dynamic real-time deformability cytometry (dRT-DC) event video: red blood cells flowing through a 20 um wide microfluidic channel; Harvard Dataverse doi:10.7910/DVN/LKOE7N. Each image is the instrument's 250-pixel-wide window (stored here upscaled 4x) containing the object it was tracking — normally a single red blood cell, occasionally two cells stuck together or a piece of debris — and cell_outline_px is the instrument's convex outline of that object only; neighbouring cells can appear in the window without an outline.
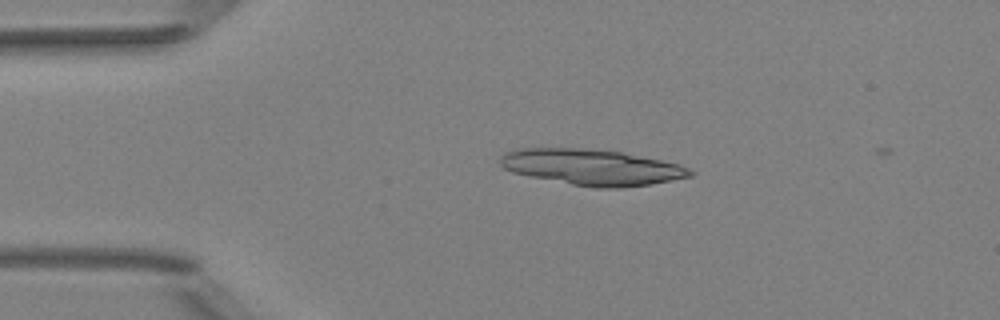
{"species": "Egyptian fruit bat (a non-hibernating species)", "species_latin": "Rousettus aegyptiacus", "temperature_condition": "room temperature", "stored_images_in_passage": 5, "camera_frame_rate_fps": 3000, "um_per_image_px": 0.085, "animal": {"sex": "female"}, "frame": {"image": 1, "passage_image": 1, "time_ms": 0.0, "image_size_px": [1000, 320], "cell_outline_px": [[696, 172], [692, 176], [652, 184], [624, 188], [596, 188], [572, 184], [512, 172], [504, 168], [500, 164], [500, 160], [504, 152], [520, 148], [580, 148], [624, 152], [680, 164]], "centroid_in_image_um": [50.36, 14.21], "position_along_channel_um": 34.6, "area_um2": 39.71}}